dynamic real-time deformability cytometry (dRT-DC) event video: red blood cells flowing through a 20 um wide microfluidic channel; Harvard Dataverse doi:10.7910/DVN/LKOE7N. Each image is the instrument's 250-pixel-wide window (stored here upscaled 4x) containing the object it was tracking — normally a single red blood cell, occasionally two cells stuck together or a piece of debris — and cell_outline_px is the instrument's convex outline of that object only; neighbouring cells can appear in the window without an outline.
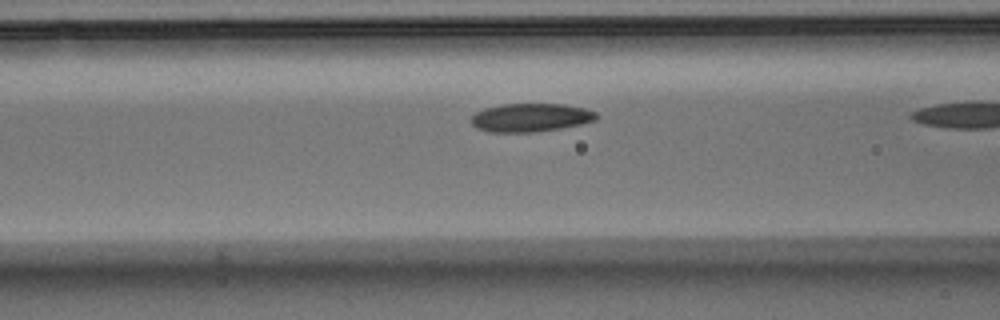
{"species": "Egyptian fruit bat (a non-hibernating species)", "species_latin": "Rousettus aegyptiacus", "temperature_condition": "warm", "stored_images_in_passage": 10, "camera_frame_rate_fps": 3000, "um_per_image_px": 0.085, "animal": {"sex": "male"}, "frame": {"image": 1, "passage_image": 9, "time_ms": 2.667, "image_size_px": [1000, 320], "cell_outline_px": [[600, 116], [596, 120], [580, 124], [560, 128], [536, 132], [488, 132], [476, 128], [468, 120], [476, 112], [484, 108], [500, 104], [564, 104], [584, 108], [596, 112]], "centroid_in_image_um": [45.08, 9.99], "position_along_channel_um": 121.5, "area_um2": 20.92}}